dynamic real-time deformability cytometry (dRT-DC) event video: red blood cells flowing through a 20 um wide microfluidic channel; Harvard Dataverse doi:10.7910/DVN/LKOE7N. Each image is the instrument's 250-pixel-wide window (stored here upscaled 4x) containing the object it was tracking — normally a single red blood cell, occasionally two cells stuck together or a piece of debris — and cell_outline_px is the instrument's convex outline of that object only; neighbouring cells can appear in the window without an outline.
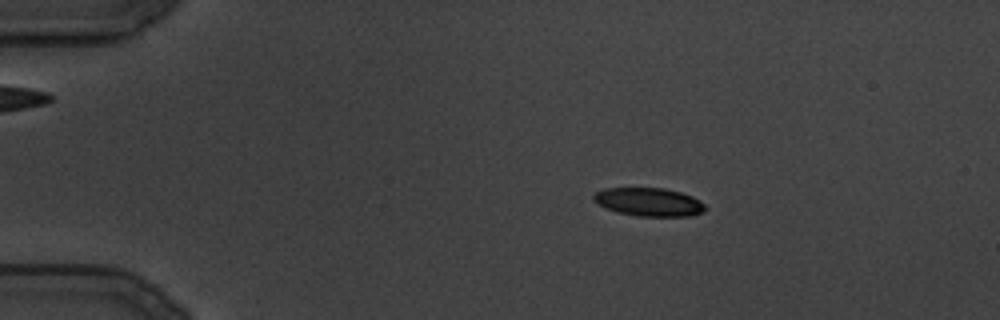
{"species": "common noctule bat (a hibernating species)", "species_latin": "Nyctalus noctula", "temperature_condition": "cold", "stored_images_in_passage": 21, "camera_frame_rate_fps": 3000, "um_per_image_px": 0.085, "animal": {"sex": "male", "body_mass_g": 19.5, "forearm_length_mm": 54.6}, "frame": {"image": 1, "passage_image": 8, "time_ms": 2.333, "image_size_px": [1000, 320], "cell_outline_px": [[708, 208], [704, 212], [692, 216], [636, 216], [616, 212], [604, 208], [592, 200], [592, 196], [596, 192], [604, 188], [664, 188], [680, 192], [692, 196], [700, 200]], "centroid_in_image_um": [55.16, 17.17], "position_along_channel_um": 29.8, "area_um2": 18.73}}